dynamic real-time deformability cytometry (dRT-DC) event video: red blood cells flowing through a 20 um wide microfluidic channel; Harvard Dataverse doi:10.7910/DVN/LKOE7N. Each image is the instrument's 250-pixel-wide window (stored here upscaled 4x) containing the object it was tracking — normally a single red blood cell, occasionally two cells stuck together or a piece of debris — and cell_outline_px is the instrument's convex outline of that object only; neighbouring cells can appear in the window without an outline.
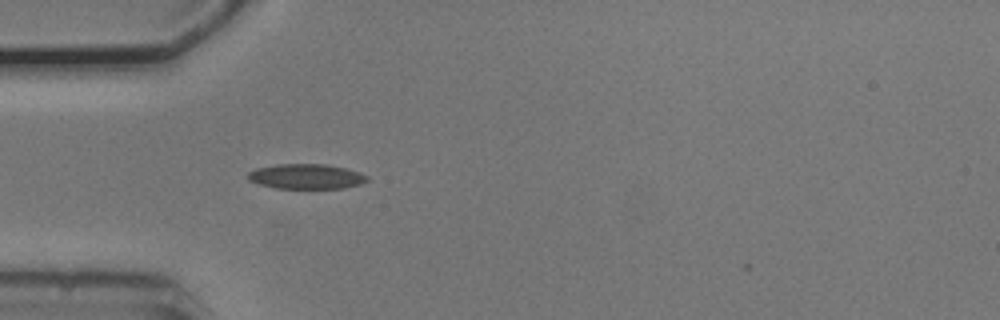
{"species": "common noctule bat (a hibernating species)", "species_latin": "Nyctalus noctula", "temperature_condition": "cold", "stored_images_in_passage": 37, "camera_frame_rate_fps": 3000, "um_per_image_px": 0.085, "animal": {"sex": "male", "body_mass_g": 20.5, "forearm_length_mm": 52.5}, "frame": {"image": 1, "passage_image": 2, "time_ms": 0.333, "image_size_px": [1000, 320], "cell_outline_px": [[368, 180], [360, 184], [344, 188], [276, 188], [260, 184], [248, 180], [248, 172], [256, 168], [276, 164], [328, 164], [348, 168], [360, 172], [368, 176]], "centroid_in_image_um": [26.05, 14.99], "position_along_channel_um": 58.9, "area_um2": 17.46}}
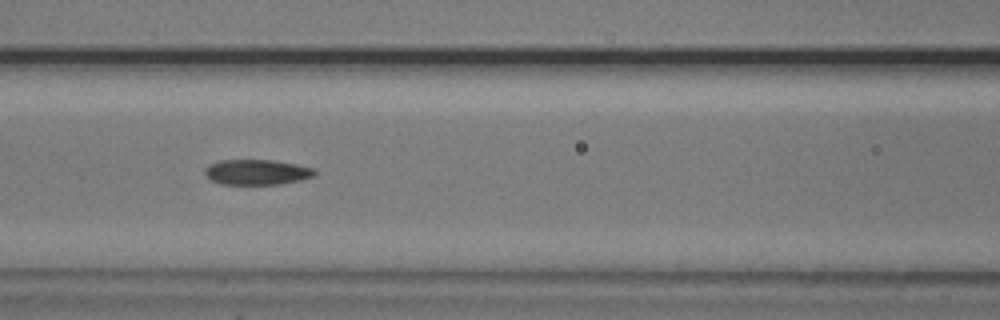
{"frame": {"image": 2, "passage_image": 9, "time_ms": 2.667, "image_size_px": [1000, 320], "cell_outline_px": [[316, 176], [300, 180], [280, 184], [220, 184], [212, 180], [204, 172], [204, 168], [208, 164], [220, 160], [272, 160], [296, 164], [316, 168]], "centroid_in_image_um": [21.86, 14.62], "position_along_channel_um": 144.7, "area_um2": 16.3}}
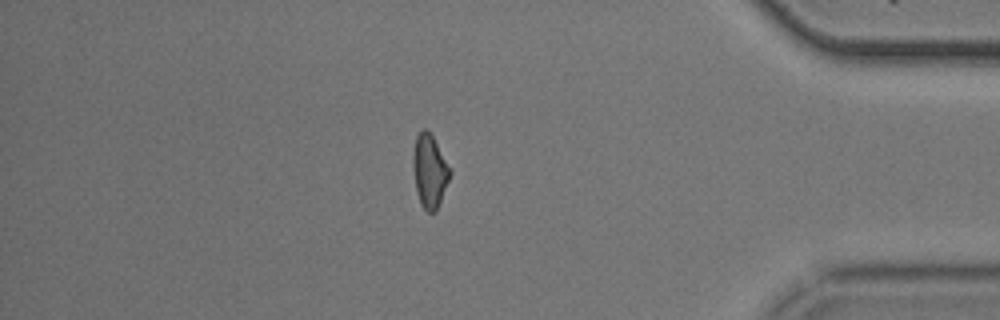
{"frame": {"image": 3, "passage_image": 32, "time_ms": 10.333, "image_size_px": [1000, 320], "cell_outline_px": [[452, 172], [436, 212], [428, 212], [420, 204], [416, 192], [412, 164], [412, 160], [416, 136], [424, 128], [432, 136], [452, 168]], "centroid_in_image_um": [36.53, 14.56], "position_along_channel_um": 398.7, "area_um2": 15.84}, "authors_computed_cell_mechanics": {"area_um2": 16.2996, "velocity_mm_per_s": 3.7671, "shape_relaxation_time_tau1_ms": 6.1627, "shape_relaxation_time_tau2_ms": 3.016, "deformation_change_tau1": 0.1582, "deformation_change_tau2": 0.0837}}